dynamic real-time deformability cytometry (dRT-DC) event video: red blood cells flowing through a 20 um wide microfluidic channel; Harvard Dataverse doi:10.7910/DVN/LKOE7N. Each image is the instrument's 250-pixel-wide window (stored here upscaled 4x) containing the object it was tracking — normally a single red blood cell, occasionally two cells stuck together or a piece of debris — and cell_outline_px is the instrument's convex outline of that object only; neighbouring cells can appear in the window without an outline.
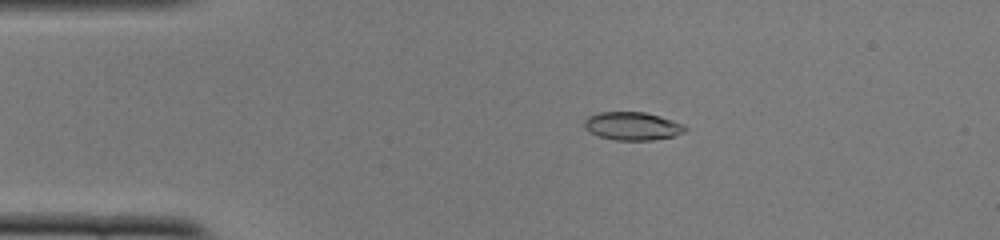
{"species": "common noctule bat (a hibernating species)", "species_latin": "Nyctalus noctula", "temperature_condition": "cold", "stored_images_in_passage": 52, "camera_frame_rate_fps": 3000, "um_per_image_px": 0.085, "animal": {"sex": "female", "body_mass_g": 22.0, "forearm_length_mm": 56.7}, "frame": {"image": 1, "passage_image": 10, "time_ms": 3.0, "image_size_px": [1000, 240], "cell_outline_px": [[688, 128], [684, 132], [672, 136], [652, 140], [616, 140], [600, 136], [584, 128], [584, 120], [588, 116], [600, 112], [644, 112], [660, 116], [684, 124]], "centroid_in_image_um": [53.76, 10.71], "position_along_channel_um": 31.2, "area_um2": 16.42}}
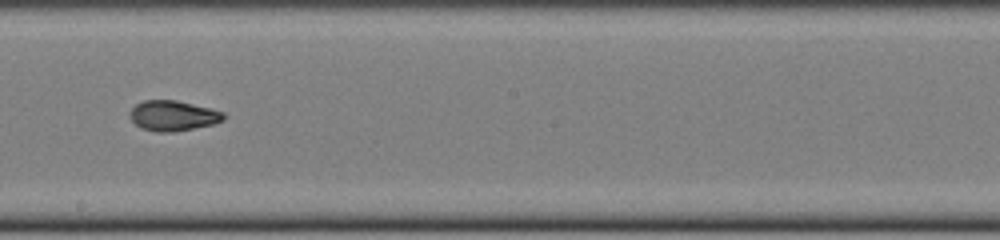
{"frame": {"image": 2, "passage_image": 29, "time_ms": 9.333, "image_size_px": [1000, 240], "cell_outline_px": [[224, 120], [212, 124], [172, 132], [156, 132], [140, 128], [132, 120], [128, 112], [136, 104], [144, 100], [176, 100], [224, 112]], "centroid_in_image_um": [14.66, 9.83], "position_along_channel_um": 233.5, "area_um2": 16.36}}
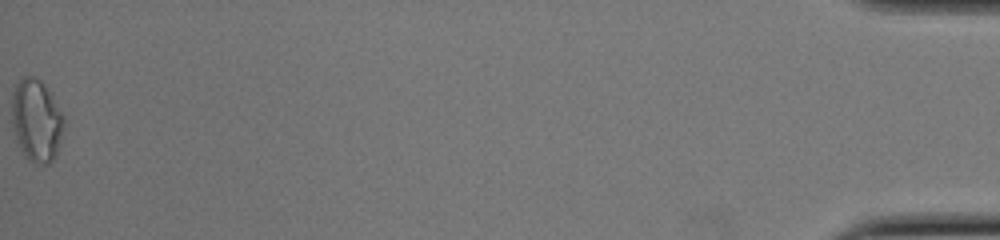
{"frame": {"image": 3, "passage_image": 52, "time_ms": 17.0, "image_size_px": [1000, 240], "cell_outline_px": [[64, 124], [56, 156], [48, 164], [36, 164], [28, 160], [24, 156], [16, 140], [12, 128], [12, 84], [20, 76], [36, 76], [40, 80], [64, 116]], "centroid_in_image_um": [3.05, 10.22], "position_along_channel_um": 432.2, "area_um2": 25.26}, "authors_computed_cell_mechanics": {"area_um2": 16.762, "velocity_mm_per_s": 3.8873, "shape_relaxation_time_tau1_ms": 4.1482, "shape_relaxation_time_tau2_ms": 2.1512, "deformation_change_tau1": 0.1592, "deformation_change_tau2": 0.0627}}